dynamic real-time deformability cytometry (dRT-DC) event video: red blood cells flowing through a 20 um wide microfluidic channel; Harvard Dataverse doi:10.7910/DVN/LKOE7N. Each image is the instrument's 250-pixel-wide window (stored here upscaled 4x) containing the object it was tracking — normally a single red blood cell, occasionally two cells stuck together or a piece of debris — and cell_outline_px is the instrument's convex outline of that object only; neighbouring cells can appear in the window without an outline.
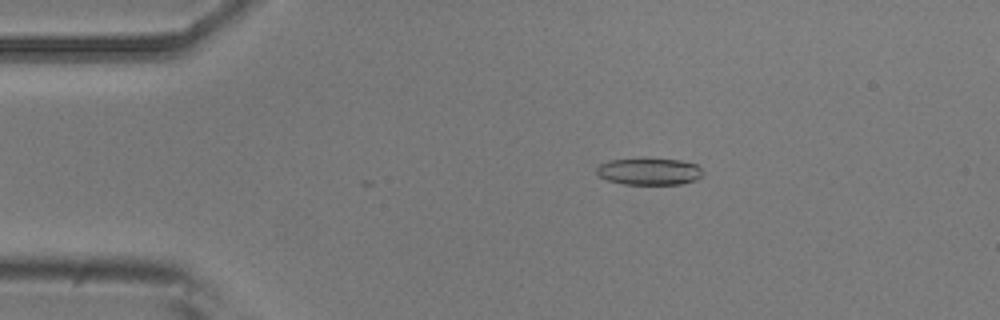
{"species": "common noctule bat (a hibernating species)", "species_latin": "Nyctalus noctula", "temperature_condition": "room temperature", "stored_images_in_passage": 11, "camera_frame_rate_fps": 3000, "um_per_image_px": 0.085, "animal": {"sex": "male", "body_mass_g": 20.5, "forearm_length_mm": 52.5}, "frame": {"image": 1, "passage_image": 10, "time_ms": 3.0, "image_size_px": [1000, 320], "cell_outline_px": [[704, 176], [696, 180], [684, 184], [624, 184], [608, 180], [600, 176], [596, 172], [596, 168], [600, 164], [608, 160], [640, 156], [680, 160], [696, 164], [704, 172]], "centroid_in_image_um": [55.2, 14.53], "position_along_channel_um": 29.8, "area_um2": 17.4}}